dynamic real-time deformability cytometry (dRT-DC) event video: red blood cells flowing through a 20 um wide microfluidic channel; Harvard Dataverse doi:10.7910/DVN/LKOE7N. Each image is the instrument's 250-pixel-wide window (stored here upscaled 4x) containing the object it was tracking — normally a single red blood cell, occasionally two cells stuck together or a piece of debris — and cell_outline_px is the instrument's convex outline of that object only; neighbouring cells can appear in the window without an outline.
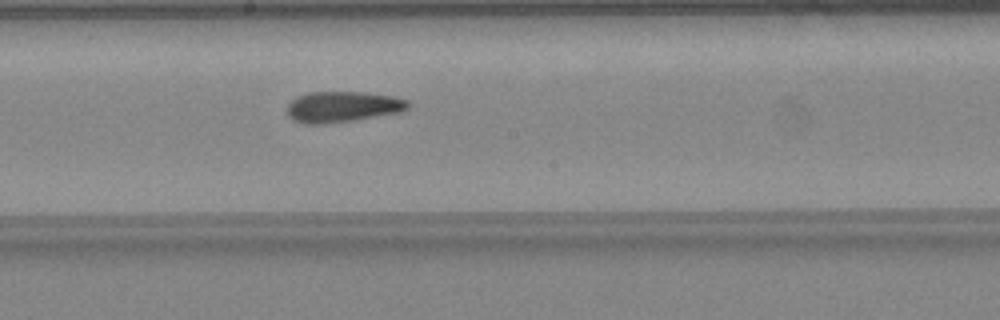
{"species": "common noctule bat (a hibernating species)", "species_latin": "Nyctalus noctula", "temperature_condition": "warm", "stored_images_in_passage": 35, "camera_frame_rate_fps": 3000, "um_per_image_px": 0.085, "animal": {"sex": "female", "body_mass_g": 24.6, "forearm_length_mm": 56.2}, "frame": {"image": 1, "passage_image": 14, "time_ms": 4.333, "image_size_px": [1000, 320], "cell_outline_px": [[412, 104], [408, 108], [400, 112], [352, 120], [324, 124], [304, 124], [292, 120], [288, 116], [288, 104], [296, 96], [308, 92], [364, 92], [392, 96], [408, 100]], "centroid_in_image_um": [29.1, 9.07], "position_along_channel_um": 219.1, "area_um2": 21.79}, "authors_computed_cell_mechanics": {"area_um2": 21.4438, "velocity_mm_per_s": 4.3266, "shape_relaxation_time_tau1_ms": 8.4421, "shape_relaxation_time_tau2_ms": 2.5624, "deformation_change_tau1": 0.2341, "deformation_change_tau2": 0.1042}}